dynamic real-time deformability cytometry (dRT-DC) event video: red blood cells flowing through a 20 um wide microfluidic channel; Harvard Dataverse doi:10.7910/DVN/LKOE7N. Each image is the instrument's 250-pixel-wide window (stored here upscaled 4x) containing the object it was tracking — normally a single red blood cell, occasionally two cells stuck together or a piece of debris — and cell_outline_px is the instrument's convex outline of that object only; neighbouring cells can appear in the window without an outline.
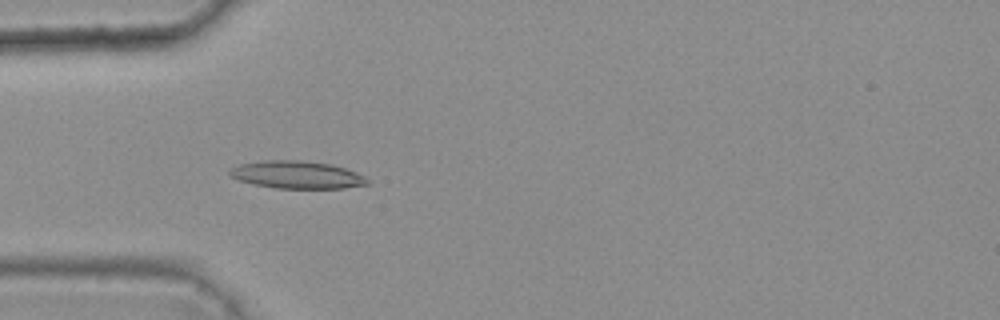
{"species": "common noctule bat (a hibernating species)", "species_latin": "Nyctalus noctula", "temperature_condition": "warm", "stored_images_in_passage": 6, "camera_frame_rate_fps": 3000, "um_per_image_px": 0.085, "animal": {"sex": "female", "body_mass_g": 25.1}, "frame": {"image": 1, "passage_image": 5, "time_ms": 1.333, "image_size_px": [1000, 320], "cell_outline_px": [[368, 184], [344, 188], [276, 188], [252, 184], [228, 176], [228, 172], [232, 168], [240, 164], [264, 160], [300, 160], [332, 164], [356, 172], [364, 176], [368, 180]], "centroid_in_image_um": [25.22, 14.85], "position_along_channel_um": 59.8, "area_um2": 22.08}}
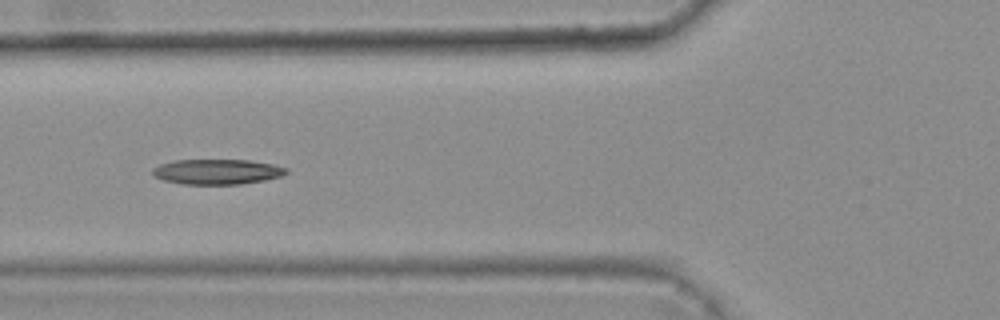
{"frame": {"image": 2, "passage_image": 6, "time_ms": 1.667, "image_size_px": [1000, 320], "cell_outline_px": [[288, 172], [280, 176], [264, 180], [240, 184], [180, 184], [164, 180], [156, 176], [152, 172], [152, 168], [160, 164], [172, 160], [248, 160], [272, 164], [288, 168]], "centroid_in_image_um": [18.44, 14.59], "position_along_channel_um": 107.4, "area_um2": 19.54}}